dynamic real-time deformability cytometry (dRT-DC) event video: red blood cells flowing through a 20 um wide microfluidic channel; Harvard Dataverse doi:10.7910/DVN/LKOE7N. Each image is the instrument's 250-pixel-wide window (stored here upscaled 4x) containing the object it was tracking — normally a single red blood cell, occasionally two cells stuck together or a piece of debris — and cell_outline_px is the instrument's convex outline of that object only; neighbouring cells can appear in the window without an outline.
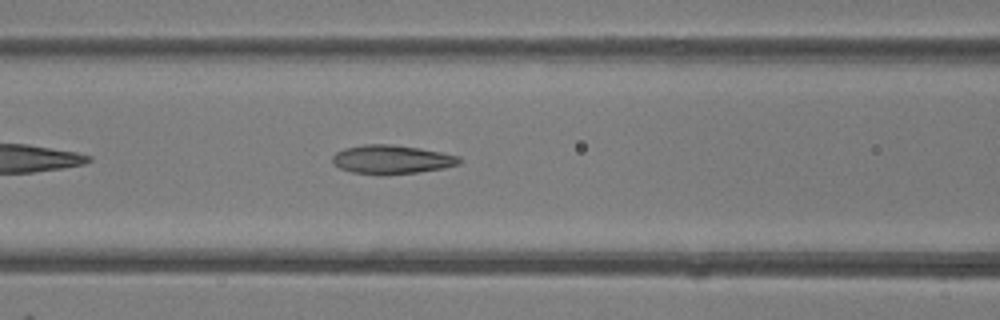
{"species": "common noctule bat (a hibernating species)", "species_latin": "Nyctalus noctula", "temperature_condition": "room temperature", "stored_images_in_passage": 29, "camera_frame_rate_fps": 3000, "um_per_image_px": 0.085, "animal": {"sex": "female"}, "frame": {"image": 1, "passage_image": 7, "time_ms": 2.0, "image_size_px": [1000, 320], "cell_outline_px": [[460, 164], [444, 168], [416, 172], [384, 176], [352, 172], [340, 168], [332, 164], [332, 156], [336, 152], [344, 148], [364, 144], [392, 144], [420, 148], [460, 156]], "centroid_in_image_um": [33.26, 13.56], "position_along_channel_um": 133.3, "area_um2": 21.56}}
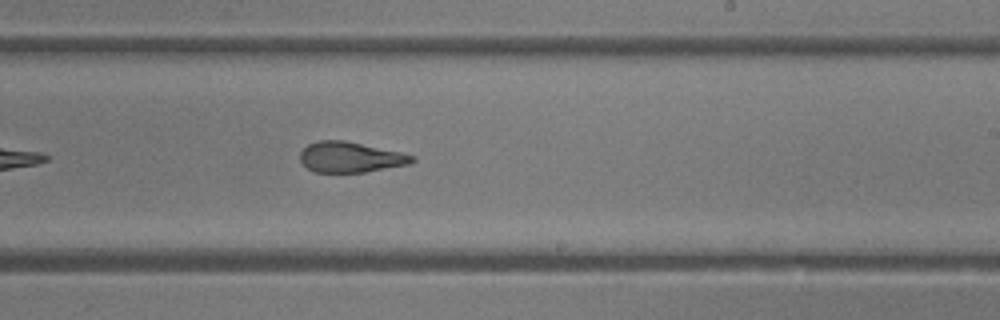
{"frame": {"image": 2, "passage_image": 16, "time_ms": 5.0, "image_size_px": [1000, 320], "cell_outline_px": [[416, 160], [412, 164], [364, 172], [316, 172], [308, 168], [300, 160], [300, 152], [308, 144], [320, 140], [344, 140], [400, 152], [416, 156]], "centroid_in_image_um": [29.82, 13.36], "position_along_channel_um": 259.2, "area_um2": 19.88}}
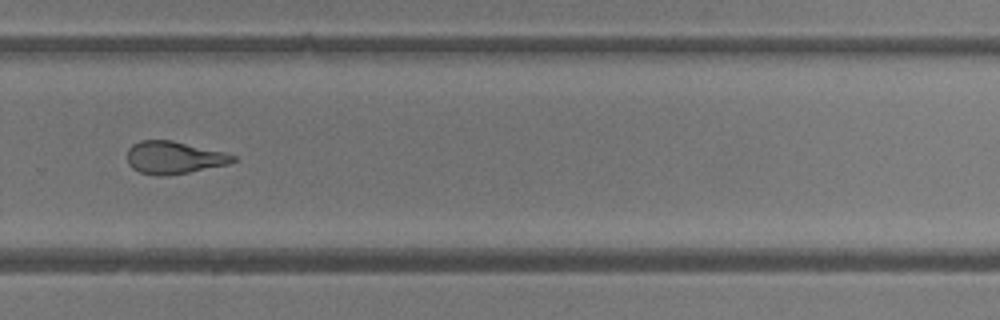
{"frame": {"image": 3, "passage_image": 20, "time_ms": 6.333, "image_size_px": [1000, 320], "cell_outline_px": [[236, 160], [228, 164], [188, 172], [164, 176], [156, 176], [140, 172], [132, 168], [128, 164], [128, 148], [132, 144], [140, 140], [172, 140], [224, 152], [236, 156]], "centroid_in_image_um": [14.76, 13.39], "position_along_channel_um": 315.0, "area_um2": 20.0}, "authors_computed_cell_mechanics": {"area_um2": 20.7502, "velocity_mm_per_s": 4.2062, "shape_relaxation_time_tau1_ms": null, "shape_relaxation_time_tau2_ms": 2.2216, "deformation_change_tau1": null, "deformation_change_tau2": 0.1164}}